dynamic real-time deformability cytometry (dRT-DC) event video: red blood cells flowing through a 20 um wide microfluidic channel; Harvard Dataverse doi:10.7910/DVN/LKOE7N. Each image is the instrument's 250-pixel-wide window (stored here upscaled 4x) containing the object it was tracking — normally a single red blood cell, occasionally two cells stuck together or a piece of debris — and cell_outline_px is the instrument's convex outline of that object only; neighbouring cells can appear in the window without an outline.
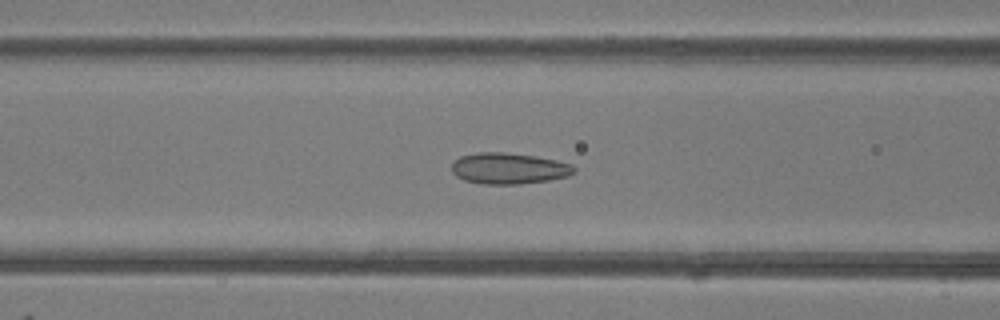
{"species": "common noctule bat (a hibernating species)", "species_latin": "Nyctalus noctula", "temperature_condition": "room temperature", "stored_images_in_passage": 43, "camera_frame_rate_fps": 3000, "um_per_image_px": 0.085, "animal": {"sex": "female"}, "frame": {"image": 1, "passage_image": 14, "time_ms": 4.333, "image_size_px": [1000, 320], "cell_outline_px": [[576, 172], [568, 176], [548, 180], [520, 184], [480, 184], [464, 180], [456, 176], [452, 172], [452, 164], [460, 156], [480, 152], [504, 152], [536, 156], [556, 160], [572, 164], [576, 168]], "centroid_in_image_um": [43.26, 14.32], "position_along_channel_um": 123.3, "area_um2": 22.31}}
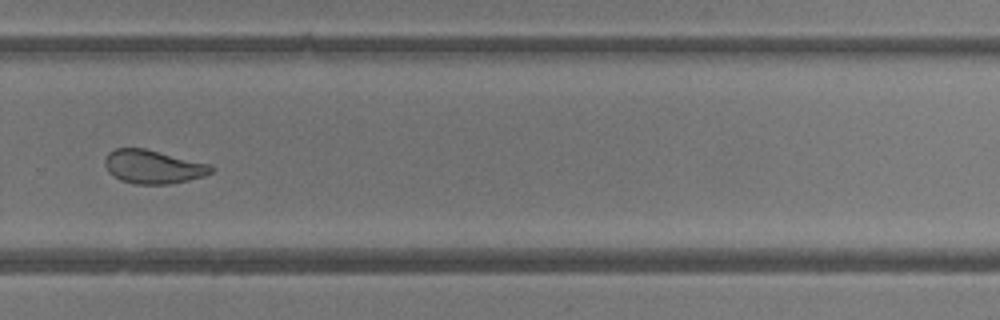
{"frame": {"image": 2, "passage_image": 28, "time_ms": 9.0, "image_size_px": [1000, 320], "cell_outline_px": [[216, 168], [212, 172], [204, 176], [188, 180], [168, 184], [136, 184], [120, 180], [108, 172], [104, 164], [104, 160], [108, 152], [116, 148], [144, 148], [208, 164]], "centroid_in_image_um": [12.98, 14.18], "position_along_channel_um": 316.8, "area_um2": 20.69}}
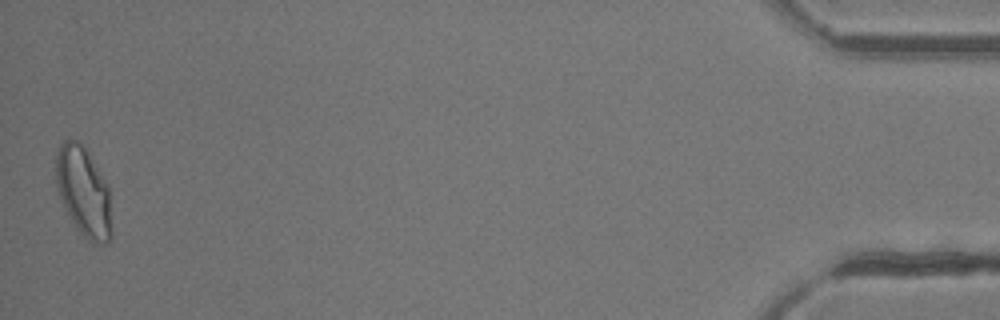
{"frame": {"image": 3, "passage_image": 43, "time_ms": 14.0, "image_size_px": [1000, 320], "cell_outline_px": [[112, 236], [108, 244], [96, 244], [88, 240], [76, 228], [56, 188], [56, 152], [60, 144], [68, 136], [76, 140], [88, 152], [108, 188], [112, 228]], "centroid_in_image_um": [7.1, 16.31], "position_along_channel_um": 428.1, "area_um2": 28.84}, "authors_computed_cell_mechanics": {"area_um2": 22.5998, "velocity_mm_per_s": 4.1485, "shape_relaxation_time_tau1_ms": 4.5454, "shape_relaxation_time_tau2_ms": 1.1986, "deformation_change_tau1": 0.1228, "deformation_change_tau2": 0.0771}}